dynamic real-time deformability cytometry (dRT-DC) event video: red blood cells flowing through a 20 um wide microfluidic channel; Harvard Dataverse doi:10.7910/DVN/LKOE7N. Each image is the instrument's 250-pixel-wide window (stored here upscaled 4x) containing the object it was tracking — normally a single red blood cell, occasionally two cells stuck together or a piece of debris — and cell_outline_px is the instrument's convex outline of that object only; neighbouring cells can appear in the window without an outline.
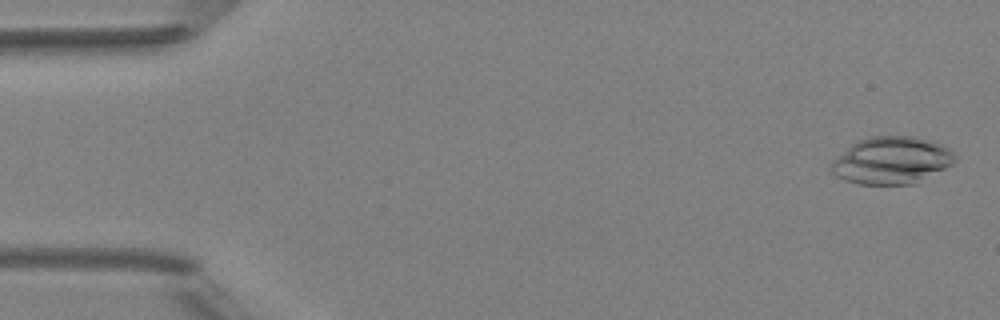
{"species": "Egyptian fruit bat (a non-hibernating species)", "species_latin": "Rousettus aegyptiacus", "temperature_condition": "room temperature", "stored_images_in_passage": 4, "camera_frame_rate_fps": 3000, "um_per_image_px": 0.085, "animal": {"sex": "female"}, "frame": {"image": 1, "passage_image": 1, "time_ms": 0.0, "image_size_px": [1000, 320], "cell_outline_px": [[956, 160], [952, 164], [916, 184], [860, 184], [844, 180], [836, 176], [832, 172], [832, 160], [852, 144], [868, 136], [912, 136], [932, 140], [948, 148], [956, 156]], "centroid_in_image_um": [75.8, 13.63], "position_along_channel_um": 9.2, "area_um2": 33.99}}